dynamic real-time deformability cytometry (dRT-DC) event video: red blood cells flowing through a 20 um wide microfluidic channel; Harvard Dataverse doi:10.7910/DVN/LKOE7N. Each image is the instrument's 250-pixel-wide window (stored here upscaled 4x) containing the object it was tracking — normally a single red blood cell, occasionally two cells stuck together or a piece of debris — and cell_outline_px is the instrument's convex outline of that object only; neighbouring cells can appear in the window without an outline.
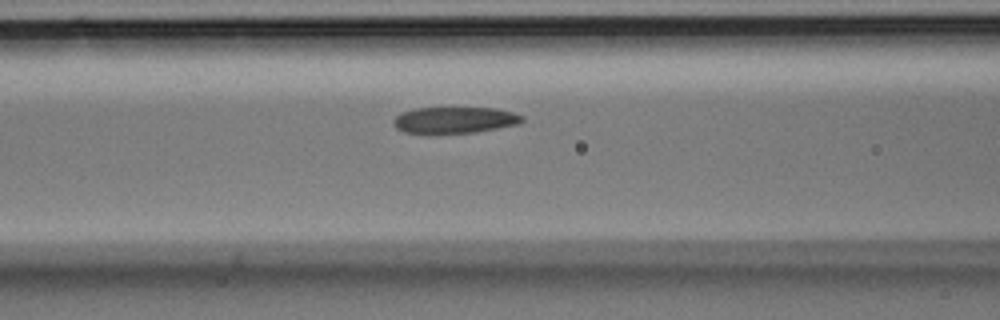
{"species": "Egyptian fruit bat (a non-hibernating species)", "species_latin": "Rousettus aegyptiacus", "temperature_condition": "room temperature", "stored_images_in_passage": 5, "camera_frame_rate_fps": 3000, "um_per_image_px": 0.085, "animal": {"sex": "male"}, "frame": {"image": 1, "passage_image": 5, "time_ms": 1.333, "image_size_px": [1000, 320], "cell_outline_px": [[524, 120], [516, 124], [476, 132], [428, 136], [404, 132], [396, 128], [392, 124], [392, 120], [396, 116], [404, 112], [416, 108], [496, 108], [512, 112], [524, 116]], "centroid_in_image_um": [38.56, 10.24], "position_along_channel_um": 128.0, "area_um2": 20.35}}